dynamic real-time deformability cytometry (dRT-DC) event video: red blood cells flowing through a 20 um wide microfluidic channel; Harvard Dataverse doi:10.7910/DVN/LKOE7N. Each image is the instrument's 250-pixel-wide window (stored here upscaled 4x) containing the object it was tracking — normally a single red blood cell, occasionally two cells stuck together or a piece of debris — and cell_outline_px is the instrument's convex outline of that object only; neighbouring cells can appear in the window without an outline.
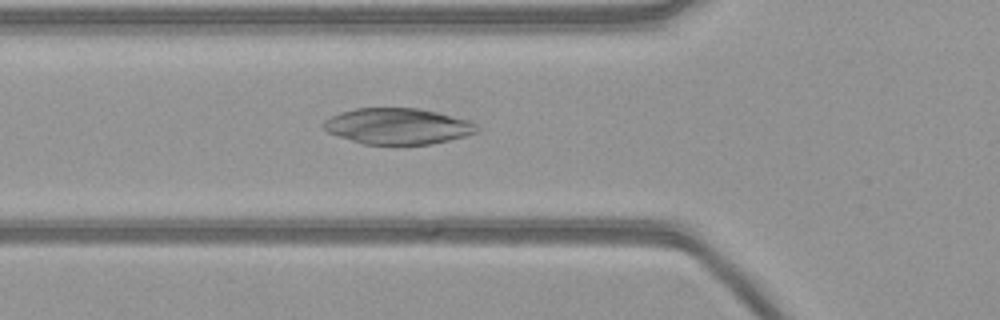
{"species": "common noctule bat (a hibernating species)", "species_latin": "Nyctalus noctula", "temperature_condition": "warm", "stored_images_in_passage": 53, "camera_frame_rate_fps": 3000, "um_per_image_px": 0.085, "animal": {"sex": "female", "body_mass_g": 21.9}, "frame": {"image": 1, "passage_image": 18, "time_ms": 5.667, "image_size_px": [1000, 320], "cell_outline_px": [[480, 128], [476, 132], [464, 136], [432, 144], [364, 144], [328, 132], [324, 128], [324, 120], [340, 112], [356, 108], [420, 108], [472, 120]], "centroid_in_image_um": [33.86, 10.71], "position_along_channel_um": 91.9, "area_um2": 32.08}}
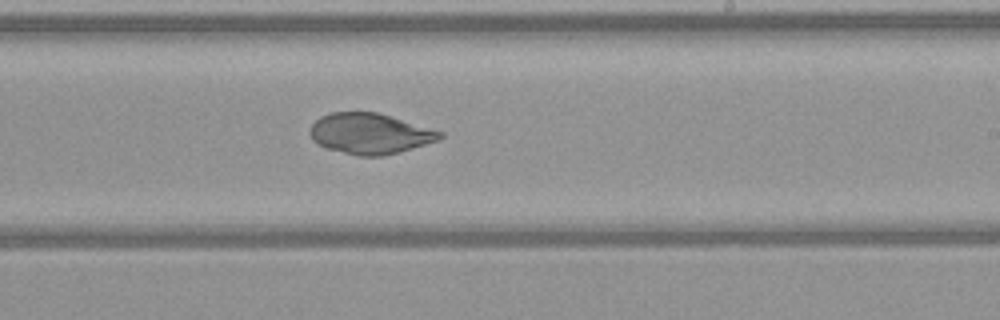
{"frame": {"image": 2, "passage_image": 31, "time_ms": 10.0, "image_size_px": [1000, 320], "cell_outline_px": [[444, 136], [440, 140], [400, 152], [380, 156], [360, 156], [324, 148], [316, 144], [312, 140], [308, 132], [312, 124], [320, 116], [332, 112], [376, 112], [444, 132]], "centroid_in_image_um": [31.42, 11.36], "position_along_channel_um": 257.6, "area_um2": 30.92}}
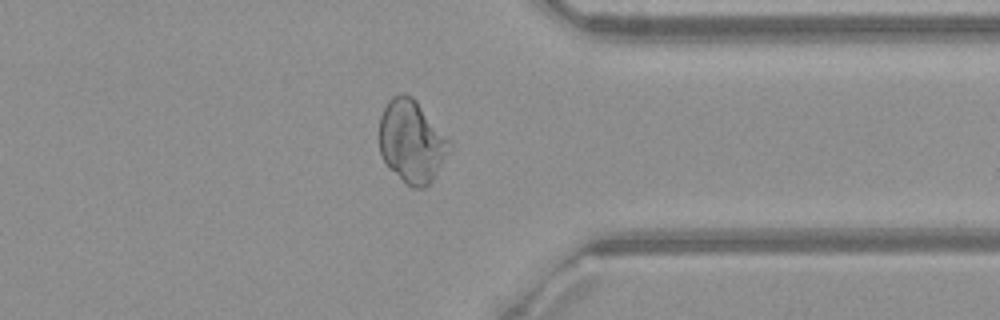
{"frame": {"image": 3, "passage_image": 41, "time_ms": 13.333, "image_size_px": [1000, 320], "cell_outline_px": [[452, 148], [432, 180], [424, 188], [412, 188], [388, 168], [380, 152], [380, 116], [388, 100], [392, 96], [404, 92], [412, 96], [416, 100], [452, 144]], "centroid_in_image_um": [34.98, 12.02], "position_along_channel_um": 376.4, "area_um2": 33.52}}